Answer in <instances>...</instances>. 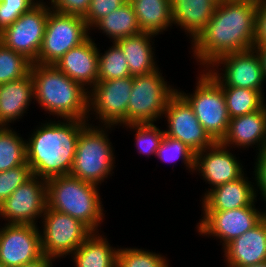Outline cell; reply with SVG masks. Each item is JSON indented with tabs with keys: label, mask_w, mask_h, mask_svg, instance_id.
I'll return each instance as SVG.
<instances>
[{
	"label": "cell",
	"mask_w": 266,
	"mask_h": 267,
	"mask_svg": "<svg viewBox=\"0 0 266 267\" xmlns=\"http://www.w3.org/2000/svg\"><path fill=\"white\" fill-rule=\"evenodd\" d=\"M256 13L257 5L250 2L217 4L206 27L191 42L196 63L205 70L223 55L253 49Z\"/></svg>",
	"instance_id": "obj_1"
},
{
	"label": "cell",
	"mask_w": 266,
	"mask_h": 267,
	"mask_svg": "<svg viewBox=\"0 0 266 267\" xmlns=\"http://www.w3.org/2000/svg\"><path fill=\"white\" fill-rule=\"evenodd\" d=\"M90 123L79 119L46 120L33 129L27 140V162L35 176L48 180L69 175L74 162L78 137Z\"/></svg>",
	"instance_id": "obj_2"
},
{
	"label": "cell",
	"mask_w": 266,
	"mask_h": 267,
	"mask_svg": "<svg viewBox=\"0 0 266 267\" xmlns=\"http://www.w3.org/2000/svg\"><path fill=\"white\" fill-rule=\"evenodd\" d=\"M34 101L56 119L88 121L89 91L54 65L32 63Z\"/></svg>",
	"instance_id": "obj_3"
},
{
	"label": "cell",
	"mask_w": 266,
	"mask_h": 267,
	"mask_svg": "<svg viewBox=\"0 0 266 267\" xmlns=\"http://www.w3.org/2000/svg\"><path fill=\"white\" fill-rule=\"evenodd\" d=\"M47 208L79 219L93 232H99L105 216L100 187L72 175L49 178Z\"/></svg>",
	"instance_id": "obj_4"
},
{
	"label": "cell",
	"mask_w": 266,
	"mask_h": 267,
	"mask_svg": "<svg viewBox=\"0 0 266 267\" xmlns=\"http://www.w3.org/2000/svg\"><path fill=\"white\" fill-rule=\"evenodd\" d=\"M113 125L87 124L78 137L76 153L70 175L82 181L101 185L113 176L116 167L115 149L110 142L109 130ZM114 150V151H113Z\"/></svg>",
	"instance_id": "obj_5"
},
{
	"label": "cell",
	"mask_w": 266,
	"mask_h": 267,
	"mask_svg": "<svg viewBox=\"0 0 266 267\" xmlns=\"http://www.w3.org/2000/svg\"><path fill=\"white\" fill-rule=\"evenodd\" d=\"M200 71L194 92L177 91L191 105L204 130L215 142H220L227 133L230 121L225 95L222 87L205 70Z\"/></svg>",
	"instance_id": "obj_6"
},
{
	"label": "cell",
	"mask_w": 266,
	"mask_h": 267,
	"mask_svg": "<svg viewBox=\"0 0 266 267\" xmlns=\"http://www.w3.org/2000/svg\"><path fill=\"white\" fill-rule=\"evenodd\" d=\"M162 74L158 68L151 73L133 77L127 124L155 123L162 119L169 98L177 91Z\"/></svg>",
	"instance_id": "obj_7"
},
{
	"label": "cell",
	"mask_w": 266,
	"mask_h": 267,
	"mask_svg": "<svg viewBox=\"0 0 266 267\" xmlns=\"http://www.w3.org/2000/svg\"><path fill=\"white\" fill-rule=\"evenodd\" d=\"M90 33L83 18L51 10L36 63L54 65L70 49L86 41Z\"/></svg>",
	"instance_id": "obj_8"
},
{
	"label": "cell",
	"mask_w": 266,
	"mask_h": 267,
	"mask_svg": "<svg viewBox=\"0 0 266 267\" xmlns=\"http://www.w3.org/2000/svg\"><path fill=\"white\" fill-rule=\"evenodd\" d=\"M40 219L43 220L39 227L43 255L55 259L71 255L93 233L79 219L50 208L45 209Z\"/></svg>",
	"instance_id": "obj_9"
},
{
	"label": "cell",
	"mask_w": 266,
	"mask_h": 267,
	"mask_svg": "<svg viewBox=\"0 0 266 267\" xmlns=\"http://www.w3.org/2000/svg\"><path fill=\"white\" fill-rule=\"evenodd\" d=\"M219 66H222V68ZM205 71L221 87L254 89L265 95L263 84H265L266 80L260 57L254 48L223 55Z\"/></svg>",
	"instance_id": "obj_10"
},
{
	"label": "cell",
	"mask_w": 266,
	"mask_h": 267,
	"mask_svg": "<svg viewBox=\"0 0 266 267\" xmlns=\"http://www.w3.org/2000/svg\"><path fill=\"white\" fill-rule=\"evenodd\" d=\"M133 76L98 81L88 97V118L95 116L100 125L123 126L127 124V106L131 95Z\"/></svg>",
	"instance_id": "obj_11"
},
{
	"label": "cell",
	"mask_w": 266,
	"mask_h": 267,
	"mask_svg": "<svg viewBox=\"0 0 266 267\" xmlns=\"http://www.w3.org/2000/svg\"><path fill=\"white\" fill-rule=\"evenodd\" d=\"M251 206L227 211L202 210V217L196 225L199 235L220 239L222 249L232 240L256 226L264 217L265 210Z\"/></svg>",
	"instance_id": "obj_12"
},
{
	"label": "cell",
	"mask_w": 266,
	"mask_h": 267,
	"mask_svg": "<svg viewBox=\"0 0 266 267\" xmlns=\"http://www.w3.org/2000/svg\"><path fill=\"white\" fill-rule=\"evenodd\" d=\"M51 9L39 3L0 33V42L36 63Z\"/></svg>",
	"instance_id": "obj_13"
},
{
	"label": "cell",
	"mask_w": 266,
	"mask_h": 267,
	"mask_svg": "<svg viewBox=\"0 0 266 267\" xmlns=\"http://www.w3.org/2000/svg\"><path fill=\"white\" fill-rule=\"evenodd\" d=\"M46 208V180L33 175L0 205V219L7 224L37 225Z\"/></svg>",
	"instance_id": "obj_14"
},
{
	"label": "cell",
	"mask_w": 266,
	"mask_h": 267,
	"mask_svg": "<svg viewBox=\"0 0 266 267\" xmlns=\"http://www.w3.org/2000/svg\"><path fill=\"white\" fill-rule=\"evenodd\" d=\"M162 117L167 120L165 135L183 142L195 153L215 143L199 123L191 105L178 91L169 98Z\"/></svg>",
	"instance_id": "obj_15"
},
{
	"label": "cell",
	"mask_w": 266,
	"mask_h": 267,
	"mask_svg": "<svg viewBox=\"0 0 266 267\" xmlns=\"http://www.w3.org/2000/svg\"><path fill=\"white\" fill-rule=\"evenodd\" d=\"M5 224V225H4ZM0 226V263L21 267L43 256L38 225L7 224Z\"/></svg>",
	"instance_id": "obj_16"
},
{
	"label": "cell",
	"mask_w": 266,
	"mask_h": 267,
	"mask_svg": "<svg viewBox=\"0 0 266 267\" xmlns=\"http://www.w3.org/2000/svg\"><path fill=\"white\" fill-rule=\"evenodd\" d=\"M230 151L231 148L215 142L211 147L195 154L194 172L211 186L203 195L210 189L235 181L245 174L242 162Z\"/></svg>",
	"instance_id": "obj_17"
},
{
	"label": "cell",
	"mask_w": 266,
	"mask_h": 267,
	"mask_svg": "<svg viewBox=\"0 0 266 267\" xmlns=\"http://www.w3.org/2000/svg\"><path fill=\"white\" fill-rule=\"evenodd\" d=\"M98 48L90 36L65 53L54 66L89 91L99 81Z\"/></svg>",
	"instance_id": "obj_18"
},
{
	"label": "cell",
	"mask_w": 266,
	"mask_h": 267,
	"mask_svg": "<svg viewBox=\"0 0 266 267\" xmlns=\"http://www.w3.org/2000/svg\"><path fill=\"white\" fill-rule=\"evenodd\" d=\"M220 143L231 149L255 147L257 153L262 152L266 148V105L258 111L230 119Z\"/></svg>",
	"instance_id": "obj_19"
},
{
	"label": "cell",
	"mask_w": 266,
	"mask_h": 267,
	"mask_svg": "<svg viewBox=\"0 0 266 267\" xmlns=\"http://www.w3.org/2000/svg\"><path fill=\"white\" fill-rule=\"evenodd\" d=\"M226 267H246L266 261V216L224 248Z\"/></svg>",
	"instance_id": "obj_20"
},
{
	"label": "cell",
	"mask_w": 266,
	"mask_h": 267,
	"mask_svg": "<svg viewBox=\"0 0 266 267\" xmlns=\"http://www.w3.org/2000/svg\"><path fill=\"white\" fill-rule=\"evenodd\" d=\"M246 173L239 179L210 189L202 195V210L227 211L251 206L257 202L256 185L249 181Z\"/></svg>",
	"instance_id": "obj_21"
},
{
	"label": "cell",
	"mask_w": 266,
	"mask_h": 267,
	"mask_svg": "<svg viewBox=\"0 0 266 267\" xmlns=\"http://www.w3.org/2000/svg\"><path fill=\"white\" fill-rule=\"evenodd\" d=\"M34 99L31 73L22 79L0 84V126L10 127L27 112Z\"/></svg>",
	"instance_id": "obj_22"
},
{
	"label": "cell",
	"mask_w": 266,
	"mask_h": 267,
	"mask_svg": "<svg viewBox=\"0 0 266 267\" xmlns=\"http://www.w3.org/2000/svg\"><path fill=\"white\" fill-rule=\"evenodd\" d=\"M173 25L180 27L192 42L206 27L217 3L214 0H171Z\"/></svg>",
	"instance_id": "obj_23"
},
{
	"label": "cell",
	"mask_w": 266,
	"mask_h": 267,
	"mask_svg": "<svg viewBox=\"0 0 266 267\" xmlns=\"http://www.w3.org/2000/svg\"><path fill=\"white\" fill-rule=\"evenodd\" d=\"M155 36L157 35L141 32L115 42L126 57L131 76L148 74L159 68L156 64L155 47L152 41Z\"/></svg>",
	"instance_id": "obj_24"
},
{
	"label": "cell",
	"mask_w": 266,
	"mask_h": 267,
	"mask_svg": "<svg viewBox=\"0 0 266 267\" xmlns=\"http://www.w3.org/2000/svg\"><path fill=\"white\" fill-rule=\"evenodd\" d=\"M93 232L72 254L75 267H116L119 248L112 247L107 237Z\"/></svg>",
	"instance_id": "obj_25"
},
{
	"label": "cell",
	"mask_w": 266,
	"mask_h": 267,
	"mask_svg": "<svg viewBox=\"0 0 266 267\" xmlns=\"http://www.w3.org/2000/svg\"><path fill=\"white\" fill-rule=\"evenodd\" d=\"M137 16L142 32L161 35L172 28L171 0H128Z\"/></svg>",
	"instance_id": "obj_26"
},
{
	"label": "cell",
	"mask_w": 266,
	"mask_h": 267,
	"mask_svg": "<svg viewBox=\"0 0 266 267\" xmlns=\"http://www.w3.org/2000/svg\"><path fill=\"white\" fill-rule=\"evenodd\" d=\"M106 34L110 41L116 42L122 38L138 35L140 30L137 16L132 4L127 1L118 9L100 19L92 28Z\"/></svg>",
	"instance_id": "obj_27"
},
{
	"label": "cell",
	"mask_w": 266,
	"mask_h": 267,
	"mask_svg": "<svg viewBox=\"0 0 266 267\" xmlns=\"http://www.w3.org/2000/svg\"><path fill=\"white\" fill-rule=\"evenodd\" d=\"M25 140L13 128L0 126V172L28 164Z\"/></svg>",
	"instance_id": "obj_28"
},
{
	"label": "cell",
	"mask_w": 266,
	"mask_h": 267,
	"mask_svg": "<svg viewBox=\"0 0 266 267\" xmlns=\"http://www.w3.org/2000/svg\"><path fill=\"white\" fill-rule=\"evenodd\" d=\"M230 119L262 109L266 105L265 96L257 90L222 87Z\"/></svg>",
	"instance_id": "obj_29"
},
{
	"label": "cell",
	"mask_w": 266,
	"mask_h": 267,
	"mask_svg": "<svg viewBox=\"0 0 266 267\" xmlns=\"http://www.w3.org/2000/svg\"><path fill=\"white\" fill-rule=\"evenodd\" d=\"M112 44L104 53H100V48H98L99 81L131 76L122 50L115 42Z\"/></svg>",
	"instance_id": "obj_30"
},
{
	"label": "cell",
	"mask_w": 266,
	"mask_h": 267,
	"mask_svg": "<svg viewBox=\"0 0 266 267\" xmlns=\"http://www.w3.org/2000/svg\"><path fill=\"white\" fill-rule=\"evenodd\" d=\"M32 62L0 42V84L22 79L30 73Z\"/></svg>",
	"instance_id": "obj_31"
},
{
	"label": "cell",
	"mask_w": 266,
	"mask_h": 267,
	"mask_svg": "<svg viewBox=\"0 0 266 267\" xmlns=\"http://www.w3.org/2000/svg\"><path fill=\"white\" fill-rule=\"evenodd\" d=\"M142 248H119L116 267H169L168 259Z\"/></svg>",
	"instance_id": "obj_32"
},
{
	"label": "cell",
	"mask_w": 266,
	"mask_h": 267,
	"mask_svg": "<svg viewBox=\"0 0 266 267\" xmlns=\"http://www.w3.org/2000/svg\"><path fill=\"white\" fill-rule=\"evenodd\" d=\"M156 123H133L123 125L126 130L130 128V131L135 132L134 143L139 154H143L147 157L151 155L155 156L160 142L165 135L164 130L157 127Z\"/></svg>",
	"instance_id": "obj_33"
},
{
	"label": "cell",
	"mask_w": 266,
	"mask_h": 267,
	"mask_svg": "<svg viewBox=\"0 0 266 267\" xmlns=\"http://www.w3.org/2000/svg\"><path fill=\"white\" fill-rule=\"evenodd\" d=\"M195 154L196 153L183 142L164 135L155 156L164 163L175 164L177 160H181L186 170L189 169V172L194 173Z\"/></svg>",
	"instance_id": "obj_34"
},
{
	"label": "cell",
	"mask_w": 266,
	"mask_h": 267,
	"mask_svg": "<svg viewBox=\"0 0 266 267\" xmlns=\"http://www.w3.org/2000/svg\"><path fill=\"white\" fill-rule=\"evenodd\" d=\"M32 176L33 173L28 164L0 172V205Z\"/></svg>",
	"instance_id": "obj_35"
},
{
	"label": "cell",
	"mask_w": 266,
	"mask_h": 267,
	"mask_svg": "<svg viewBox=\"0 0 266 267\" xmlns=\"http://www.w3.org/2000/svg\"><path fill=\"white\" fill-rule=\"evenodd\" d=\"M37 4V0H4L0 3V33Z\"/></svg>",
	"instance_id": "obj_36"
},
{
	"label": "cell",
	"mask_w": 266,
	"mask_h": 267,
	"mask_svg": "<svg viewBox=\"0 0 266 267\" xmlns=\"http://www.w3.org/2000/svg\"><path fill=\"white\" fill-rule=\"evenodd\" d=\"M128 0H91L88 12L84 18L88 28H91L103 17L118 9Z\"/></svg>",
	"instance_id": "obj_37"
},
{
	"label": "cell",
	"mask_w": 266,
	"mask_h": 267,
	"mask_svg": "<svg viewBox=\"0 0 266 267\" xmlns=\"http://www.w3.org/2000/svg\"><path fill=\"white\" fill-rule=\"evenodd\" d=\"M49 8L55 12L85 18L91 0H49Z\"/></svg>",
	"instance_id": "obj_38"
},
{
	"label": "cell",
	"mask_w": 266,
	"mask_h": 267,
	"mask_svg": "<svg viewBox=\"0 0 266 267\" xmlns=\"http://www.w3.org/2000/svg\"><path fill=\"white\" fill-rule=\"evenodd\" d=\"M255 157L257 158L253 168V175L255 176L253 179H255L256 195L260 194L264 200L263 202L266 203V148L262 152L257 153Z\"/></svg>",
	"instance_id": "obj_39"
},
{
	"label": "cell",
	"mask_w": 266,
	"mask_h": 267,
	"mask_svg": "<svg viewBox=\"0 0 266 267\" xmlns=\"http://www.w3.org/2000/svg\"><path fill=\"white\" fill-rule=\"evenodd\" d=\"M266 47V1L257 4L253 48Z\"/></svg>",
	"instance_id": "obj_40"
},
{
	"label": "cell",
	"mask_w": 266,
	"mask_h": 267,
	"mask_svg": "<svg viewBox=\"0 0 266 267\" xmlns=\"http://www.w3.org/2000/svg\"><path fill=\"white\" fill-rule=\"evenodd\" d=\"M55 260L56 259L51 256L43 255L39 259L26 263L21 267H52Z\"/></svg>",
	"instance_id": "obj_41"
},
{
	"label": "cell",
	"mask_w": 266,
	"mask_h": 267,
	"mask_svg": "<svg viewBox=\"0 0 266 267\" xmlns=\"http://www.w3.org/2000/svg\"><path fill=\"white\" fill-rule=\"evenodd\" d=\"M260 57L264 78L266 80V47L254 48Z\"/></svg>",
	"instance_id": "obj_42"
},
{
	"label": "cell",
	"mask_w": 266,
	"mask_h": 267,
	"mask_svg": "<svg viewBox=\"0 0 266 267\" xmlns=\"http://www.w3.org/2000/svg\"><path fill=\"white\" fill-rule=\"evenodd\" d=\"M232 1H241V2H250L252 4H259L262 3L264 0H232Z\"/></svg>",
	"instance_id": "obj_43"
},
{
	"label": "cell",
	"mask_w": 266,
	"mask_h": 267,
	"mask_svg": "<svg viewBox=\"0 0 266 267\" xmlns=\"http://www.w3.org/2000/svg\"><path fill=\"white\" fill-rule=\"evenodd\" d=\"M246 267H266V261L262 263H258L256 265L246 266Z\"/></svg>",
	"instance_id": "obj_44"
},
{
	"label": "cell",
	"mask_w": 266,
	"mask_h": 267,
	"mask_svg": "<svg viewBox=\"0 0 266 267\" xmlns=\"http://www.w3.org/2000/svg\"><path fill=\"white\" fill-rule=\"evenodd\" d=\"M217 4L224 3L230 0H214Z\"/></svg>",
	"instance_id": "obj_45"
}]
</instances>
